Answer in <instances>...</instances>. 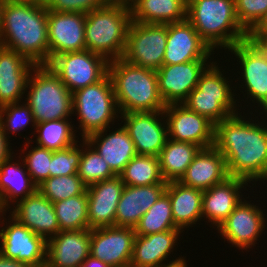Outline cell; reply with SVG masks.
Returning a JSON list of instances; mask_svg holds the SVG:
<instances>
[{
  "label": "cell",
  "mask_w": 267,
  "mask_h": 267,
  "mask_svg": "<svg viewBox=\"0 0 267 267\" xmlns=\"http://www.w3.org/2000/svg\"><path fill=\"white\" fill-rule=\"evenodd\" d=\"M77 143L65 149L52 151L50 177L77 174L81 157Z\"/></svg>",
  "instance_id": "obj_41"
},
{
  "label": "cell",
  "mask_w": 267,
  "mask_h": 267,
  "mask_svg": "<svg viewBox=\"0 0 267 267\" xmlns=\"http://www.w3.org/2000/svg\"><path fill=\"white\" fill-rule=\"evenodd\" d=\"M187 20L213 51L229 49L248 36L237 19L235 0H187Z\"/></svg>",
  "instance_id": "obj_5"
},
{
  "label": "cell",
  "mask_w": 267,
  "mask_h": 267,
  "mask_svg": "<svg viewBox=\"0 0 267 267\" xmlns=\"http://www.w3.org/2000/svg\"><path fill=\"white\" fill-rule=\"evenodd\" d=\"M109 61L87 49L55 56L48 67L71 93L95 84L108 74Z\"/></svg>",
  "instance_id": "obj_9"
},
{
  "label": "cell",
  "mask_w": 267,
  "mask_h": 267,
  "mask_svg": "<svg viewBox=\"0 0 267 267\" xmlns=\"http://www.w3.org/2000/svg\"><path fill=\"white\" fill-rule=\"evenodd\" d=\"M228 51L239 60L247 99L250 98L252 103L256 101L258 107L263 108L262 114L267 113V57L248 39L235 44Z\"/></svg>",
  "instance_id": "obj_14"
},
{
  "label": "cell",
  "mask_w": 267,
  "mask_h": 267,
  "mask_svg": "<svg viewBox=\"0 0 267 267\" xmlns=\"http://www.w3.org/2000/svg\"><path fill=\"white\" fill-rule=\"evenodd\" d=\"M91 229L59 231L47 240L45 267H80L90 256Z\"/></svg>",
  "instance_id": "obj_20"
},
{
  "label": "cell",
  "mask_w": 267,
  "mask_h": 267,
  "mask_svg": "<svg viewBox=\"0 0 267 267\" xmlns=\"http://www.w3.org/2000/svg\"><path fill=\"white\" fill-rule=\"evenodd\" d=\"M32 1L38 4L39 6L47 8L54 2V0H32Z\"/></svg>",
  "instance_id": "obj_49"
},
{
  "label": "cell",
  "mask_w": 267,
  "mask_h": 267,
  "mask_svg": "<svg viewBox=\"0 0 267 267\" xmlns=\"http://www.w3.org/2000/svg\"><path fill=\"white\" fill-rule=\"evenodd\" d=\"M34 67L18 52L0 45V107L21 102Z\"/></svg>",
  "instance_id": "obj_22"
},
{
  "label": "cell",
  "mask_w": 267,
  "mask_h": 267,
  "mask_svg": "<svg viewBox=\"0 0 267 267\" xmlns=\"http://www.w3.org/2000/svg\"><path fill=\"white\" fill-rule=\"evenodd\" d=\"M48 8L32 0H5L0 45L18 52L35 66L48 65Z\"/></svg>",
  "instance_id": "obj_2"
},
{
  "label": "cell",
  "mask_w": 267,
  "mask_h": 267,
  "mask_svg": "<svg viewBox=\"0 0 267 267\" xmlns=\"http://www.w3.org/2000/svg\"><path fill=\"white\" fill-rule=\"evenodd\" d=\"M12 160L13 157L0 165V211L5 212L10 208L11 202L15 205L18 197L20 201L37 190V185L32 181L25 165L22 168L19 160L18 163Z\"/></svg>",
  "instance_id": "obj_31"
},
{
  "label": "cell",
  "mask_w": 267,
  "mask_h": 267,
  "mask_svg": "<svg viewBox=\"0 0 267 267\" xmlns=\"http://www.w3.org/2000/svg\"><path fill=\"white\" fill-rule=\"evenodd\" d=\"M120 116L134 143L136 153L158 157L168 138L164 112H130L121 113Z\"/></svg>",
  "instance_id": "obj_13"
},
{
  "label": "cell",
  "mask_w": 267,
  "mask_h": 267,
  "mask_svg": "<svg viewBox=\"0 0 267 267\" xmlns=\"http://www.w3.org/2000/svg\"><path fill=\"white\" fill-rule=\"evenodd\" d=\"M82 141L83 145H81V157L77 174L83 183L88 187L116 176L106 160L87 141L84 139Z\"/></svg>",
  "instance_id": "obj_37"
},
{
  "label": "cell",
  "mask_w": 267,
  "mask_h": 267,
  "mask_svg": "<svg viewBox=\"0 0 267 267\" xmlns=\"http://www.w3.org/2000/svg\"><path fill=\"white\" fill-rule=\"evenodd\" d=\"M5 0H0V35H1V29H2V8H3V3Z\"/></svg>",
  "instance_id": "obj_51"
},
{
  "label": "cell",
  "mask_w": 267,
  "mask_h": 267,
  "mask_svg": "<svg viewBox=\"0 0 267 267\" xmlns=\"http://www.w3.org/2000/svg\"><path fill=\"white\" fill-rule=\"evenodd\" d=\"M60 231L88 229L87 192L53 203Z\"/></svg>",
  "instance_id": "obj_35"
},
{
  "label": "cell",
  "mask_w": 267,
  "mask_h": 267,
  "mask_svg": "<svg viewBox=\"0 0 267 267\" xmlns=\"http://www.w3.org/2000/svg\"><path fill=\"white\" fill-rule=\"evenodd\" d=\"M126 186H148L167 184L164 181L157 156L136 155L119 174Z\"/></svg>",
  "instance_id": "obj_33"
},
{
  "label": "cell",
  "mask_w": 267,
  "mask_h": 267,
  "mask_svg": "<svg viewBox=\"0 0 267 267\" xmlns=\"http://www.w3.org/2000/svg\"><path fill=\"white\" fill-rule=\"evenodd\" d=\"M235 11L239 23L249 32L267 11V0H235Z\"/></svg>",
  "instance_id": "obj_42"
},
{
  "label": "cell",
  "mask_w": 267,
  "mask_h": 267,
  "mask_svg": "<svg viewBox=\"0 0 267 267\" xmlns=\"http://www.w3.org/2000/svg\"><path fill=\"white\" fill-rule=\"evenodd\" d=\"M136 233L130 227H99L91 229L90 255L110 267L130 265Z\"/></svg>",
  "instance_id": "obj_15"
},
{
  "label": "cell",
  "mask_w": 267,
  "mask_h": 267,
  "mask_svg": "<svg viewBox=\"0 0 267 267\" xmlns=\"http://www.w3.org/2000/svg\"><path fill=\"white\" fill-rule=\"evenodd\" d=\"M131 21L128 0H110L104 7L86 13V49L108 61L122 58Z\"/></svg>",
  "instance_id": "obj_4"
},
{
  "label": "cell",
  "mask_w": 267,
  "mask_h": 267,
  "mask_svg": "<svg viewBox=\"0 0 267 267\" xmlns=\"http://www.w3.org/2000/svg\"><path fill=\"white\" fill-rule=\"evenodd\" d=\"M213 63L200 76L194 88L182 103L188 109L207 117L214 124L238 113L234 92L229 78L223 76L220 67Z\"/></svg>",
  "instance_id": "obj_8"
},
{
  "label": "cell",
  "mask_w": 267,
  "mask_h": 267,
  "mask_svg": "<svg viewBox=\"0 0 267 267\" xmlns=\"http://www.w3.org/2000/svg\"><path fill=\"white\" fill-rule=\"evenodd\" d=\"M49 62L66 52L83 51L86 14L48 10Z\"/></svg>",
  "instance_id": "obj_17"
},
{
  "label": "cell",
  "mask_w": 267,
  "mask_h": 267,
  "mask_svg": "<svg viewBox=\"0 0 267 267\" xmlns=\"http://www.w3.org/2000/svg\"><path fill=\"white\" fill-rule=\"evenodd\" d=\"M247 39L252 41L260 51L267 57V34L266 35H248Z\"/></svg>",
  "instance_id": "obj_45"
},
{
  "label": "cell",
  "mask_w": 267,
  "mask_h": 267,
  "mask_svg": "<svg viewBox=\"0 0 267 267\" xmlns=\"http://www.w3.org/2000/svg\"><path fill=\"white\" fill-rule=\"evenodd\" d=\"M110 0H54L48 10L58 12H78L86 14L104 7Z\"/></svg>",
  "instance_id": "obj_43"
},
{
  "label": "cell",
  "mask_w": 267,
  "mask_h": 267,
  "mask_svg": "<svg viewBox=\"0 0 267 267\" xmlns=\"http://www.w3.org/2000/svg\"><path fill=\"white\" fill-rule=\"evenodd\" d=\"M72 112L78 115L82 139L110 128L111 122L114 123L120 114L110 75L72 93Z\"/></svg>",
  "instance_id": "obj_7"
},
{
  "label": "cell",
  "mask_w": 267,
  "mask_h": 267,
  "mask_svg": "<svg viewBox=\"0 0 267 267\" xmlns=\"http://www.w3.org/2000/svg\"><path fill=\"white\" fill-rule=\"evenodd\" d=\"M167 184L124 187L117 205L115 226L135 228L141 217L165 192Z\"/></svg>",
  "instance_id": "obj_27"
},
{
  "label": "cell",
  "mask_w": 267,
  "mask_h": 267,
  "mask_svg": "<svg viewBox=\"0 0 267 267\" xmlns=\"http://www.w3.org/2000/svg\"><path fill=\"white\" fill-rule=\"evenodd\" d=\"M168 138L207 148L214 146L215 124L183 104H169L163 110Z\"/></svg>",
  "instance_id": "obj_12"
},
{
  "label": "cell",
  "mask_w": 267,
  "mask_h": 267,
  "mask_svg": "<svg viewBox=\"0 0 267 267\" xmlns=\"http://www.w3.org/2000/svg\"><path fill=\"white\" fill-rule=\"evenodd\" d=\"M200 149L201 147L195 144L167 138L158 156L164 181H179Z\"/></svg>",
  "instance_id": "obj_32"
},
{
  "label": "cell",
  "mask_w": 267,
  "mask_h": 267,
  "mask_svg": "<svg viewBox=\"0 0 267 267\" xmlns=\"http://www.w3.org/2000/svg\"><path fill=\"white\" fill-rule=\"evenodd\" d=\"M0 267H32V266L25 262L17 261L16 259L4 257L0 253Z\"/></svg>",
  "instance_id": "obj_47"
},
{
  "label": "cell",
  "mask_w": 267,
  "mask_h": 267,
  "mask_svg": "<svg viewBox=\"0 0 267 267\" xmlns=\"http://www.w3.org/2000/svg\"><path fill=\"white\" fill-rule=\"evenodd\" d=\"M264 115L267 119V113ZM244 119L245 116L237 113L216 123L214 147L226 160L231 177L241 178L249 183L267 180L266 119L262 122L258 119Z\"/></svg>",
  "instance_id": "obj_1"
},
{
  "label": "cell",
  "mask_w": 267,
  "mask_h": 267,
  "mask_svg": "<svg viewBox=\"0 0 267 267\" xmlns=\"http://www.w3.org/2000/svg\"><path fill=\"white\" fill-rule=\"evenodd\" d=\"M124 187L119 175L87 187L88 229L115 226L117 205Z\"/></svg>",
  "instance_id": "obj_21"
},
{
  "label": "cell",
  "mask_w": 267,
  "mask_h": 267,
  "mask_svg": "<svg viewBox=\"0 0 267 267\" xmlns=\"http://www.w3.org/2000/svg\"><path fill=\"white\" fill-rule=\"evenodd\" d=\"M10 225L0 229V253L32 267H45L47 240L10 215Z\"/></svg>",
  "instance_id": "obj_11"
},
{
  "label": "cell",
  "mask_w": 267,
  "mask_h": 267,
  "mask_svg": "<svg viewBox=\"0 0 267 267\" xmlns=\"http://www.w3.org/2000/svg\"><path fill=\"white\" fill-rule=\"evenodd\" d=\"M164 267H187V263H186V260H182L178 263L171 264V265L164 266Z\"/></svg>",
  "instance_id": "obj_50"
},
{
  "label": "cell",
  "mask_w": 267,
  "mask_h": 267,
  "mask_svg": "<svg viewBox=\"0 0 267 267\" xmlns=\"http://www.w3.org/2000/svg\"><path fill=\"white\" fill-rule=\"evenodd\" d=\"M213 51L186 19L167 24V44L163 65L207 61Z\"/></svg>",
  "instance_id": "obj_19"
},
{
  "label": "cell",
  "mask_w": 267,
  "mask_h": 267,
  "mask_svg": "<svg viewBox=\"0 0 267 267\" xmlns=\"http://www.w3.org/2000/svg\"><path fill=\"white\" fill-rule=\"evenodd\" d=\"M116 102L121 113L158 112L165 109L159 93L157 73L123 58L109 61Z\"/></svg>",
  "instance_id": "obj_3"
},
{
  "label": "cell",
  "mask_w": 267,
  "mask_h": 267,
  "mask_svg": "<svg viewBox=\"0 0 267 267\" xmlns=\"http://www.w3.org/2000/svg\"><path fill=\"white\" fill-rule=\"evenodd\" d=\"M80 267H110V266L105 262L96 259L90 255Z\"/></svg>",
  "instance_id": "obj_48"
},
{
  "label": "cell",
  "mask_w": 267,
  "mask_h": 267,
  "mask_svg": "<svg viewBox=\"0 0 267 267\" xmlns=\"http://www.w3.org/2000/svg\"><path fill=\"white\" fill-rule=\"evenodd\" d=\"M6 134L3 131V128L0 124V165L5 162L6 160L10 159L12 154H14L10 146V142H8ZM11 149V150H10ZM12 153V154H11Z\"/></svg>",
  "instance_id": "obj_44"
},
{
  "label": "cell",
  "mask_w": 267,
  "mask_h": 267,
  "mask_svg": "<svg viewBox=\"0 0 267 267\" xmlns=\"http://www.w3.org/2000/svg\"><path fill=\"white\" fill-rule=\"evenodd\" d=\"M165 192L169 195L174 224L183 230L201 220L203 191L181 184L168 182Z\"/></svg>",
  "instance_id": "obj_30"
},
{
  "label": "cell",
  "mask_w": 267,
  "mask_h": 267,
  "mask_svg": "<svg viewBox=\"0 0 267 267\" xmlns=\"http://www.w3.org/2000/svg\"><path fill=\"white\" fill-rule=\"evenodd\" d=\"M136 235H149L169 230H181L174 224L169 195L164 192L141 217L134 228Z\"/></svg>",
  "instance_id": "obj_36"
},
{
  "label": "cell",
  "mask_w": 267,
  "mask_h": 267,
  "mask_svg": "<svg viewBox=\"0 0 267 267\" xmlns=\"http://www.w3.org/2000/svg\"><path fill=\"white\" fill-rule=\"evenodd\" d=\"M132 21L170 24L187 19V0H128Z\"/></svg>",
  "instance_id": "obj_29"
},
{
  "label": "cell",
  "mask_w": 267,
  "mask_h": 267,
  "mask_svg": "<svg viewBox=\"0 0 267 267\" xmlns=\"http://www.w3.org/2000/svg\"><path fill=\"white\" fill-rule=\"evenodd\" d=\"M182 232V230H169L146 236L136 235L130 267H164L185 260L183 257H178L169 264L163 263L173 251Z\"/></svg>",
  "instance_id": "obj_24"
},
{
  "label": "cell",
  "mask_w": 267,
  "mask_h": 267,
  "mask_svg": "<svg viewBox=\"0 0 267 267\" xmlns=\"http://www.w3.org/2000/svg\"><path fill=\"white\" fill-rule=\"evenodd\" d=\"M26 91L28 94L25 101L36 124L68 119L73 114L72 93L47 65H38L32 69Z\"/></svg>",
  "instance_id": "obj_6"
},
{
  "label": "cell",
  "mask_w": 267,
  "mask_h": 267,
  "mask_svg": "<svg viewBox=\"0 0 267 267\" xmlns=\"http://www.w3.org/2000/svg\"><path fill=\"white\" fill-rule=\"evenodd\" d=\"M244 185L248 186L246 180L230 176L203 191L202 217L206 220L208 218V221L218 228L243 200L240 191L245 187Z\"/></svg>",
  "instance_id": "obj_26"
},
{
  "label": "cell",
  "mask_w": 267,
  "mask_h": 267,
  "mask_svg": "<svg viewBox=\"0 0 267 267\" xmlns=\"http://www.w3.org/2000/svg\"><path fill=\"white\" fill-rule=\"evenodd\" d=\"M230 177L226 160L214 146L201 148L178 181L181 184L206 191Z\"/></svg>",
  "instance_id": "obj_25"
},
{
  "label": "cell",
  "mask_w": 267,
  "mask_h": 267,
  "mask_svg": "<svg viewBox=\"0 0 267 267\" xmlns=\"http://www.w3.org/2000/svg\"><path fill=\"white\" fill-rule=\"evenodd\" d=\"M20 104V102L11 103L0 107V124L7 137H10L8 135L12 134V132L13 134L18 131L20 132L30 122H32L33 127H36V122L29 105L27 103Z\"/></svg>",
  "instance_id": "obj_40"
},
{
  "label": "cell",
  "mask_w": 267,
  "mask_h": 267,
  "mask_svg": "<svg viewBox=\"0 0 267 267\" xmlns=\"http://www.w3.org/2000/svg\"><path fill=\"white\" fill-rule=\"evenodd\" d=\"M166 44L167 24L131 21L122 58L131 64L157 71L163 66Z\"/></svg>",
  "instance_id": "obj_10"
},
{
  "label": "cell",
  "mask_w": 267,
  "mask_h": 267,
  "mask_svg": "<svg viewBox=\"0 0 267 267\" xmlns=\"http://www.w3.org/2000/svg\"><path fill=\"white\" fill-rule=\"evenodd\" d=\"M37 190L51 203L84 194L87 186L78 174L49 177L37 186Z\"/></svg>",
  "instance_id": "obj_38"
},
{
  "label": "cell",
  "mask_w": 267,
  "mask_h": 267,
  "mask_svg": "<svg viewBox=\"0 0 267 267\" xmlns=\"http://www.w3.org/2000/svg\"><path fill=\"white\" fill-rule=\"evenodd\" d=\"M3 214H6L5 211H0V217L2 216L4 218Z\"/></svg>",
  "instance_id": "obj_52"
},
{
  "label": "cell",
  "mask_w": 267,
  "mask_h": 267,
  "mask_svg": "<svg viewBox=\"0 0 267 267\" xmlns=\"http://www.w3.org/2000/svg\"><path fill=\"white\" fill-rule=\"evenodd\" d=\"M30 140L25 143V149H22V153L26 155L24 156L25 158L21 157L23 159L21 161H23L22 163H24L32 181L38 186L50 177L52 151L36 145V147H31L32 150H29L27 154L25 151L32 142V139Z\"/></svg>",
  "instance_id": "obj_39"
},
{
  "label": "cell",
  "mask_w": 267,
  "mask_h": 267,
  "mask_svg": "<svg viewBox=\"0 0 267 267\" xmlns=\"http://www.w3.org/2000/svg\"><path fill=\"white\" fill-rule=\"evenodd\" d=\"M11 216L46 240L60 231L53 203L38 190L17 201Z\"/></svg>",
  "instance_id": "obj_23"
},
{
  "label": "cell",
  "mask_w": 267,
  "mask_h": 267,
  "mask_svg": "<svg viewBox=\"0 0 267 267\" xmlns=\"http://www.w3.org/2000/svg\"><path fill=\"white\" fill-rule=\"evenodd\" d=\"M116 129L109 135L106 134V129L94 132L84 140L106 160L111 170L119 175L137 153L134 143L124 126Z\"/></svg>",
  "instance_id": "obj_28"
},
{
  "label": "cell",
  "mask_w": 267,
  "mask_h": 267,
  "mask_svg": "<svg viewBox=\"0 0 267 267\" xmlns=\"http://www.w3.org/2000/svg\"><path fill=\"white\" fill-rule=\"evenodd\" d=\"M190 61L174 65H163L156 73L159 93L165 103L182 104L190 92L197 87L200 76L213 63Z\"/></svg>",
  "instance_id": "obj_18"
},
{
  "label": "cell",
  "mask_w": 267,
  "mask_h": 267,
  "mask_svg": "<svg viewBox=\"0 0 267 267\" xmlns=\"http://www.w3.org/2000/svg\"><path fill=\"white\" fill-rule=\"evenodd\" d=\"M267 34V11L258 23L248 32V35H266Z\"/></svg>",
  "instance_id": "obj_46"
},
{
  "label": "cell",
  "mask_w": 267,
  "mask_h": 267,
  "mask_svg": "<svg viewBox=\"0 0 267 267\" xmlns=\"http://www.w3.org/2000/svg\"><path fill=\"white\" fill-rule=\"evenodd\" d=\"M234 211L219 225L218 233L239 249L254 247L265 229V214L258 206L243 199Z\"/></svg>",
  "instance_id": "obj_16"
},
{
  "label": "cell",
  "mask_w": 267,
  "mask_h": 267,
  "mask_svg": "<svg viewBox=\"0 0 267 267\" xmlns=\"http://www.w3.org/2000/svg\"><path fill=\"white\" fill-rule=\"evenodd\" d=\"M37 146L51 151L65 149L76 144L74 126L69 119L50 120L37 123L35 127Z\"/></svg>",
  "instance_id": "obj_34"
}]
</instances>
